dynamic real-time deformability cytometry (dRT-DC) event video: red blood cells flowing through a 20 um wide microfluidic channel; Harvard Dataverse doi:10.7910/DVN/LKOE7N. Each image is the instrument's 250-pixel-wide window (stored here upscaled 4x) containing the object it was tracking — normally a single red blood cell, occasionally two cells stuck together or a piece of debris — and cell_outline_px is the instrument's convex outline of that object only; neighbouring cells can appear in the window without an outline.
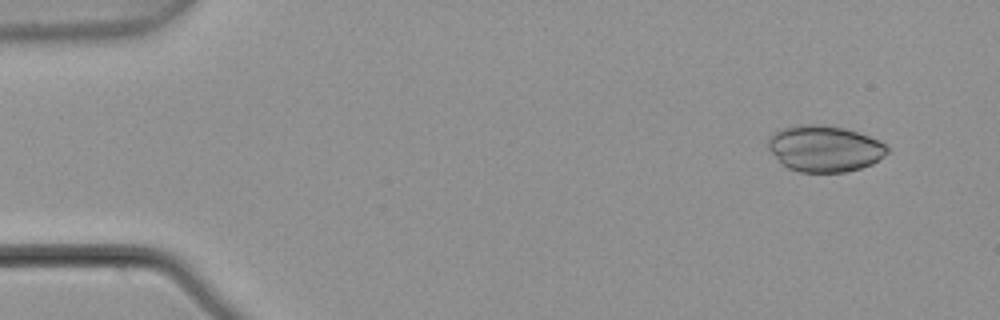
{"species": "common noctule bat (a hibernating species)", "species_latin": "Nyctalus noctula", "temperature_condition": "warm", "stored_images_in_passage": 3, "camera_frame_rate_fps": 3000, "um_per_image_px": 0.085, "animal": {"sex": "male", "body_mass_g": 21.5, "forearm_length_mm": 52.0}, "frame": {"image": 1, "passage_image": 1, "time_ms": 0.0, "image_size_px": [1000, 320], "cell_outline_px": [[888, 152], [884, 156], [872, 164], [860, 168], [844, 172], [800, 172], [788, 168], [768, 148], [768, 136], [784, 128], [800, 124], [816, 124], [844, 128], [880, 140], [888, 148]], "centroid_in_image_um": [70.1, 12.63], "position_along_channel_um": 14.9, "area_um2": 31.79}}
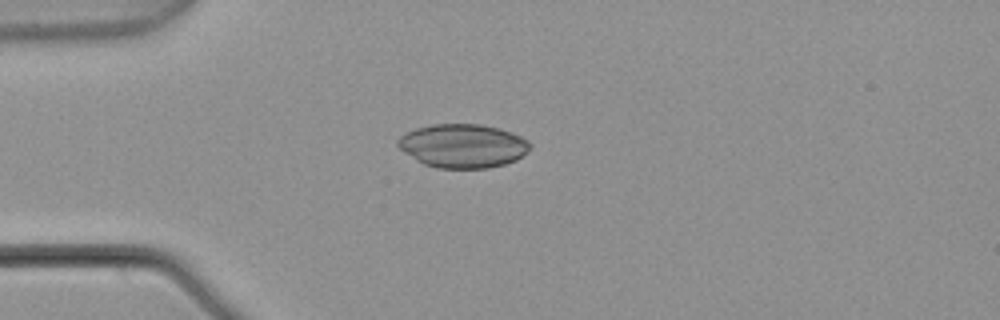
{"frame": {"image": 2, "passage_image": 3, "time_ms": 0.667, "image_size_px": [1000, 320], "cell_outline_px": [[532, 144], [528, 152], [516, 160], [504, 164], [488, 168], [436, 168], [424, 164], [416, 160], [404, 152], [396, 144], [396, 140], [400, 136], [416, 128], [432, 124], [480, 124], [500, 128], [512, 132], [528, 140]], "centroid_in_image_um": [39.36, 12.39], "position_along_channel_um": 45.6, "area_um2": 33.87}}